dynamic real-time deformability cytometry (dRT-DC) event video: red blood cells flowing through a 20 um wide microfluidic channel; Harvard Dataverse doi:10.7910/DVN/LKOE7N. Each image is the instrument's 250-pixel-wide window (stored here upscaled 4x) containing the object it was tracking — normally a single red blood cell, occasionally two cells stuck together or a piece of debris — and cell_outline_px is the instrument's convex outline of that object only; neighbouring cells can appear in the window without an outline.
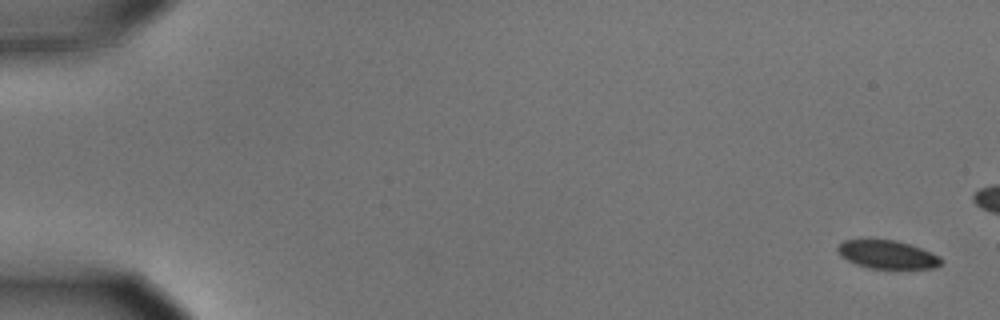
{"species": "common noctule bat (a hibernating species)", "species_latin": "Nyctalus noctula", "temperature_condition": "cold", "stored_images_in_passage": 5, "camera_frame_rate_fps": 3000, "um_per_image_px": 0.085, "animal": {"sex": "male", "body_mass_g": 15.6}, "frame": {"image": 1, "passage_image": 1, "time_ms": 0.0, "image_size_px": [1000, 320], "cell_outline_px": [[940, 264], [936, 268], [868, 268], [856, 264], [840, 256], [836, 252], [836, 248], [844, 240], [896, 240], [932, 252], [940, 256]], "centroid_in_image_um": [75.39, 21.64], "position_along_channel_um": 9.6, "area_um2": 16.88}}